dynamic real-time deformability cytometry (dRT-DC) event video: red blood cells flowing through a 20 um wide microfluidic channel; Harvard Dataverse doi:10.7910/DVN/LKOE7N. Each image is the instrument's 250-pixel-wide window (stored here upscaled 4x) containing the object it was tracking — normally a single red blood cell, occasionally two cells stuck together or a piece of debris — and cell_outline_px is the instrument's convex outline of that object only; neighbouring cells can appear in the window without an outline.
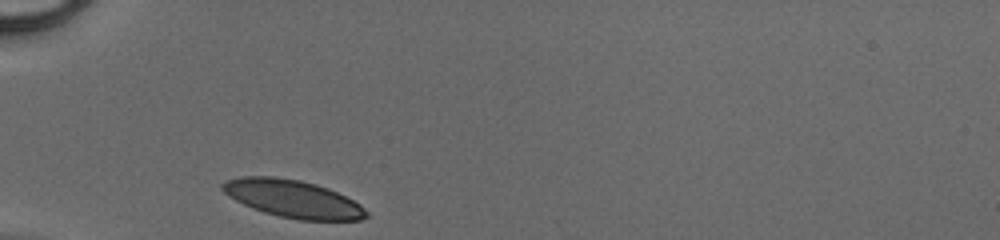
{"species": "human", "species_latin": "Homo sapiens", "temperature_condition": "cold", "stored_images_in_passage": 25, "camera_frame_rate_fps": 3000, "um_per_image_px": 0.085, "donor": {"sex": "male"}, "frame": {"image": 1, "passage_image": 1, "time_ms": 0.0, "image_size_px": [1000, 240], "cell_outline_px": [[368, 216], [360, 220], [300, 220], [280, 216], [264, 212], [252, 208], [228, 196], [220, 188], [220, 184], [224, 180], [240, 176], [272, 176], [300, 180], [316, 184], [328, 188], [360, 204], [368, 212]], "centroid_in_image_um": [24.86, 16.88], "position_along_channel_um": 60.1, "area_um2": 31.5}}
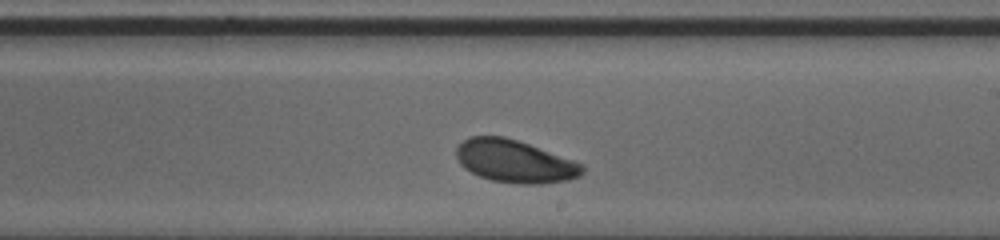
{"frame": {"image": 2, "passage_image": 15, "time_ms": 4.667, "image_size_px": [1000, 240], "cell_outline_px": [[584, 172], [580, 176], [568, 180], [540, 184], [520, 184], [492, 180], [480, 176], [464, 168], [460, 164], [456, 156], [456, 148], [468, 136], [504, 136], [528, 144], [572, 160], [580, 164], [584, 168]], "centroid_in_image_um": [43.72, 13.71], "position_along_channel_um": 245.3, "area_um2": 30.98}}
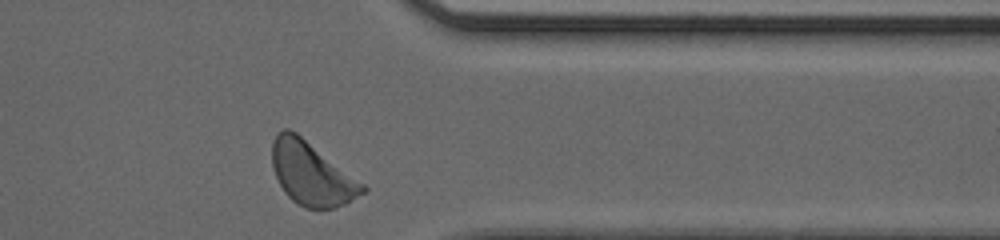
{"frame": {"image": 3, "passage_image": 25, "time_ms": 8.0, "image_size_px": [1000, 240], "cell_outline_px": [[368, 188], [364, 192], [344, 204], [336, 208], [304, 208], [292, 200], [284, 192], [272, 168], [272, 140], [276, 132], [284, 128], [288, 128], [296, 132], [364, 184]], "centroid_in_image_um": [26.44, 14.75], "position_along_channel_um": 385.0, "area_um2": 33.06}}